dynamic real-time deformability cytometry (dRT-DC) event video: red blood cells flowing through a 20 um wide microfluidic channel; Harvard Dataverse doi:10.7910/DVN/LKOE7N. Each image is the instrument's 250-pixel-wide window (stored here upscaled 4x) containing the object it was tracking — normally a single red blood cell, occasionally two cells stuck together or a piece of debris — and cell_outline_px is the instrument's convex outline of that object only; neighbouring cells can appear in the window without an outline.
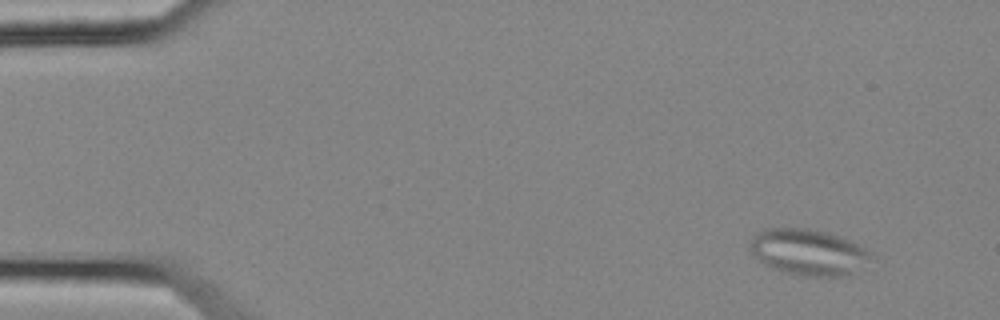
{"species": "common noctule bat (a hibernating species)", "species_latin": "Nyctalus noctula", "temperature_condition": "cold", "stored_images_in_passage": 56, "camera_frame_rate_fps": 3000, "um_per_image_px": 0.085, "animal": {"sex": "female", "body_mass_g": 25.1}, "frame": {"image": 1, "passage_image": 5, "time_ms": 1.333, "image_size_px": [1000, 320], "cell_outline_px": [[876, 256], [848, 276], [804, 276], [780, 272], [756, 260], [752, 252], [752, 236], [764, 228], [808, 228], [824, 232], [848, 240], [872, 252]], "centroid_in_image_um": [68.7, 21.45], "position_along_channel_um": 16.3, "area_um2": 32.48}}
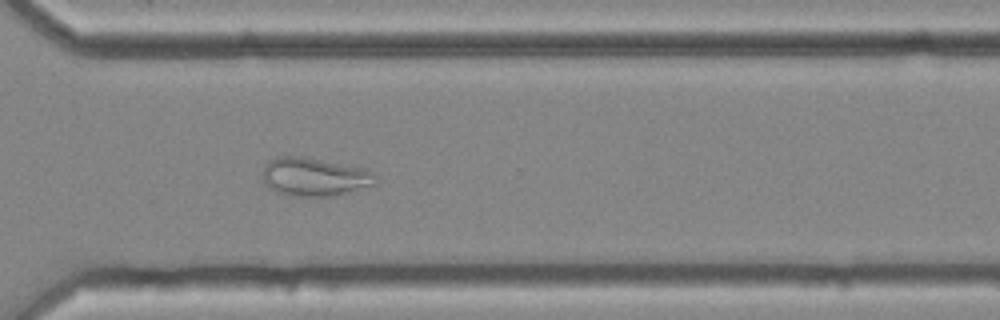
{"frame": {"image": 2, "passage_image": 41, "time_ms": 13.333, "image_size_px": [1000, 320], "cell_outline_px": [[376, 184], [336, 196], [288, 196], [268, 188], [264, 180], [264, 164], [268, 160], [276, 156], [304, 156], [368, 168], [376, 172]], "centroid_in_image_um": [26.77, 15.02], "position_along_channel_um": 343.8, "area_um2": 25.84}}
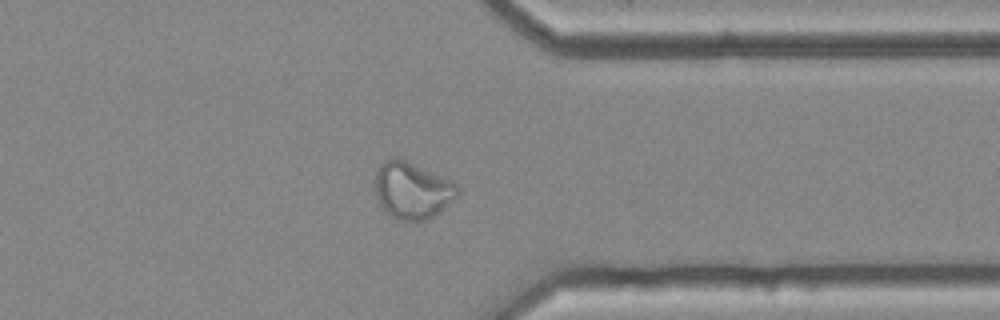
{"frame": {"image": 3, "passage_image": 44, "time_ms": 14.333, "image_size_px": [1000, 320], "cell_outline_px": [[460, 192], [448, 204], [428, 220], [400, 220], [392, 216], [380, 204], [376, 196], [376, 172], [380, 164], [392, 156], [404, 160], [452, 180], [460, 188]], "centroid_in_image_um": [35.05, 16.17], "position_along_channel_um": 376.3, "area_um2": 26.88}, "authors_computed_cell_mechanics": {"area_um2": 29.1023, "velocity_mm_per_s": 3.6302, "shape_relaxation_time_tau1_ms": null, "shape_relaxation_time_tau2_ms": 2.0725, "deformation_change_tau1": null, "deformation_change_tau2": 0.0798}}